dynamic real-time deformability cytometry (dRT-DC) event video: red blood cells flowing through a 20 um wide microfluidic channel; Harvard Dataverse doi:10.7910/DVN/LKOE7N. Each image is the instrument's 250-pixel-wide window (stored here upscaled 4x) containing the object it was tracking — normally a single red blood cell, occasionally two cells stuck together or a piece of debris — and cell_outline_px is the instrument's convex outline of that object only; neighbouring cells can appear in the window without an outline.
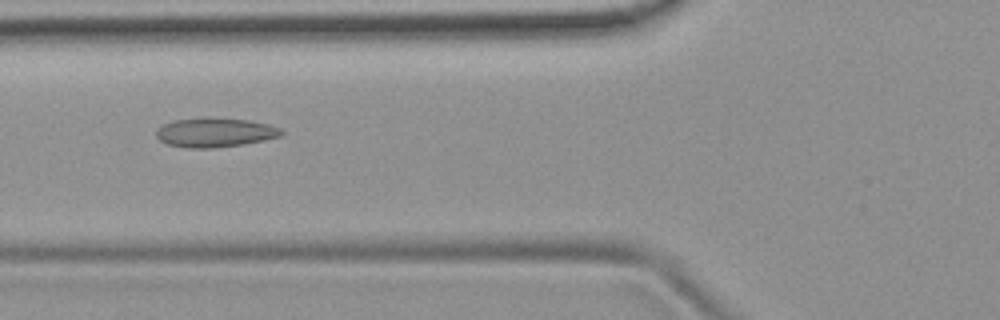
{"species": "common noctule bat (a hibernating species)", "species_latin": "Nyctalus noctula", "temperature_condition": "room temperature", "stored_images_in_passage": 8, "camera_frame_rate_fps": 3000, "um_per_image_px": 0.085, "animal": {"sex": "female", "body_mass_g": 19.9}, "frame": {"image": 1, "passage_image": 6, "time_ms": 5.667, "image_size_px": [1000, 320], "cell_outline_px": [[284, 132], [280, 136], [264, 140], [244, 144], [212, 148], [184, 148], [168, 144], [160, 140], [156, 136], [156, 128], [172, 120], [248, 120], [268, 124], [280, 128]], "centroid_in_image_um": [18.26, 11.31], "position_along_channel_um": 107.5, "area_um2": 20.58}}
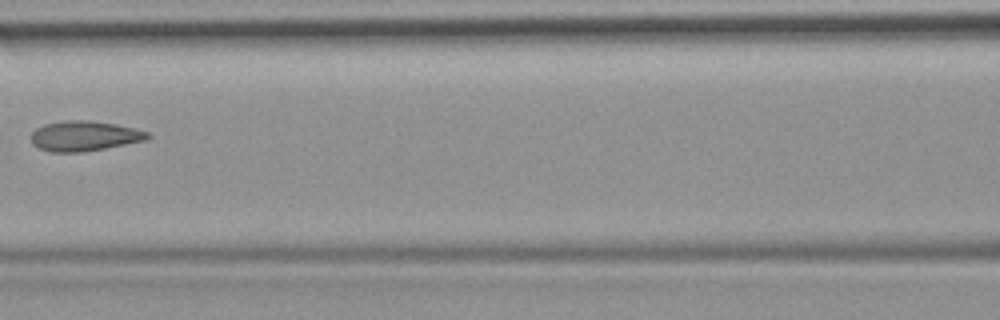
{"frame": {"image": 2, "passage_image": 7, "time_ms": 7.0, "image_size_px": [1000, 320], "cell_outline_px": [[152, 136], [148, 140], [84, 152], [52, 152], [40, 148], [32, 144], [32, 132], [36, 128], [44, 124], [68, 120], [88, 120], [116, 124], [136, 128], [148, 132]], "centroid_in_image_um": [7.21, 11.56], "position_along_channel_um": 159.4, "area_um2": 20.52}}
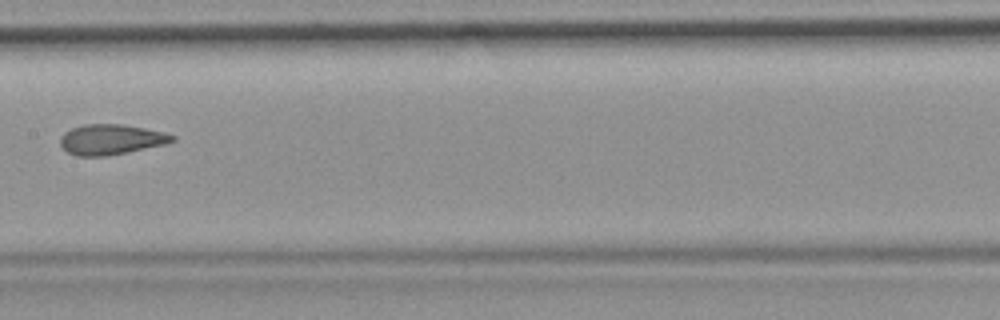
{"frame": {"image": 3, "passage_image": 8, "time_ms": 8.0, "image_size_px": [1000, 320], "cell_outline_px": [[176, 140], [164, 144], [104, 156], [76, 156], [68, 152], [60, 144], [60, 136], [64, 132], [72, 128], [84, 124], [120, 124], [144, 128], [164, 132], [176, 136]], "centroid_in_image_um": [9.41, 11.84], "position_along_channel_um": 198.0, "area_um2": 19.54}}